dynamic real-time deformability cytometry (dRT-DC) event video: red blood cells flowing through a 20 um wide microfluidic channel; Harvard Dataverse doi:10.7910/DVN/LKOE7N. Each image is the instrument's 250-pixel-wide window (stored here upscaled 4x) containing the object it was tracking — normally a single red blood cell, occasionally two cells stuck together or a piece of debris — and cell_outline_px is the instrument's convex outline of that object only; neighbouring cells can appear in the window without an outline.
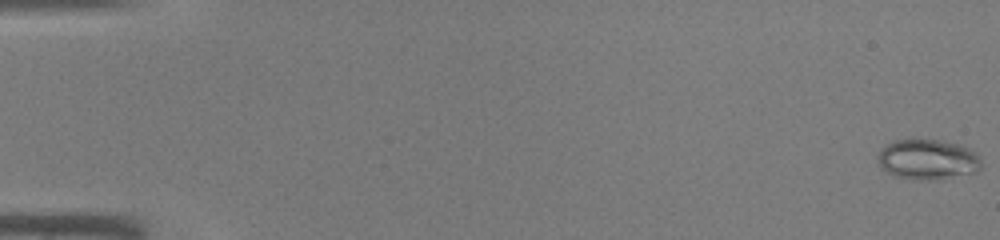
{"species": "common noctule bat (a hibernating species)", "species_latin": "Nyctalus noctula", "temperature_condition": "warm", "stored_images_in_passage": 46, "camera_frame_rate_fps": 3000, "um_per_image_px": 0.085, "animal": {"sex": "male", "body_mass_g": 19.0, "forearm_length_mm": 50.8}, "frame": {"image": 1, "passage_image": 1, "time_ms": 0.0, "image_size_px": [1000, 240], "cell_outline_px": [[980, 168], [976, 172], [940, 180], [912, 180], [892, 176], [880, 168], [876, 156], [880, 148], [892, 140], [940, 140], [956, 144], [968, 148], [976, 152], [980, 156]], "centroid_in_image_um": [78.8, 13.58], "position_along_channel_um": 6.2, "area_um2": 24.8}}
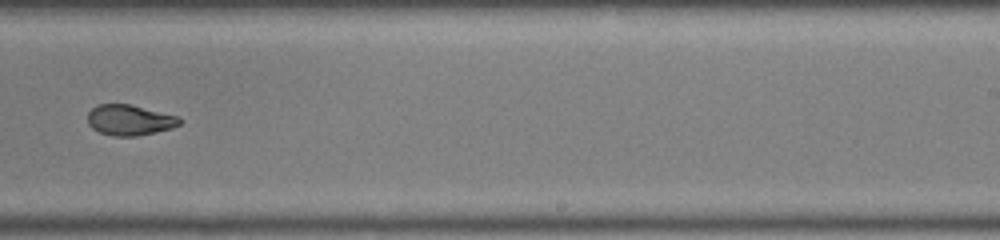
{"frame": {"image": 2, "passage_image": 30, "time_ms": 9.667, "image_size_px": [1000, 240], "cell_outline_px": [[180, 124], [172, 128], [156, 132], [136, 136], [112, 136], [100, 132], [92, 128], [88, 124], [88, 112], [92, 108], [100, 104], [128, 104], [180, 116]], "centroid_in_image_um": [11.02, 10.21], "position_along_channel_um": 278.0, "area_um2": 16.36}}
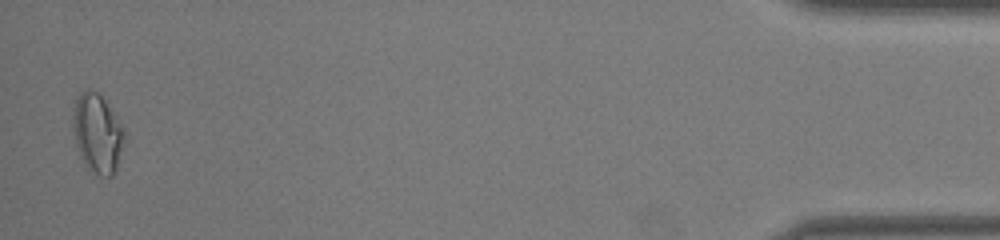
{"frame": {"image": 3, "passage_image": 45, "time_ms": 14.667, "image_size_px": [1000, 240], "cell_outline_px": [[124, 136], [116, 172], [112, 176], [104, 176], [88, 168], [84, 164], [80, 156], [76, 144], [72, 128], [72, 108], [76, 96], [80, 92], [88, 88], [92, 88], [100, 92], [120, 124], [124, 132]], "centroid_in_image_um": [8.23, 11.27], "position_along_channel_um": 427.0, "area_um2": 23.76}}